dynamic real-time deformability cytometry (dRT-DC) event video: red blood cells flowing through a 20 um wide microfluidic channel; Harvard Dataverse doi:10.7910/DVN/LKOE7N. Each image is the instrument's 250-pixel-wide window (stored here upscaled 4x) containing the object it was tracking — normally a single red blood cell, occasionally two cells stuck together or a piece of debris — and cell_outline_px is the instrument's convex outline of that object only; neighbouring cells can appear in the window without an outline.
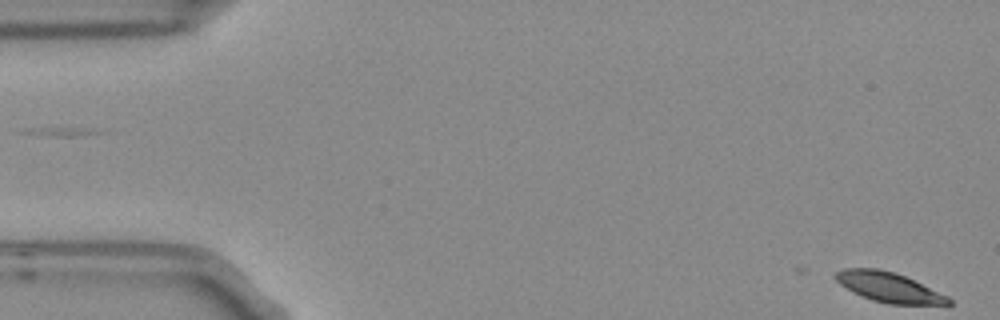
{"species": "Egyptian fruit bat (a non-hibernating species)", "species_latin": "Rousettus aegyptiacus", "temperature_condition": "room temperature", "stored_images_in_passage": 6, "camera_frame_rate_fps": 3000, "um_per_image_px": 0.085, "frame": {"image": 1, "passage_image": 1, "time_ms": 0.0, "image_size_px": [1000, 320], "cell_outline_px": [[952, 304], [888, 304], [872, 300], [852, 292], [840, 284], [836, 280], [836, 272], [844, 268], [880, 268], [896, 272], [948, 296], [952, 300]], "centroid_in_image_um": [75.54, 24.4], "position_along_channel_um": 9.5, "area_um2": 19.54}}